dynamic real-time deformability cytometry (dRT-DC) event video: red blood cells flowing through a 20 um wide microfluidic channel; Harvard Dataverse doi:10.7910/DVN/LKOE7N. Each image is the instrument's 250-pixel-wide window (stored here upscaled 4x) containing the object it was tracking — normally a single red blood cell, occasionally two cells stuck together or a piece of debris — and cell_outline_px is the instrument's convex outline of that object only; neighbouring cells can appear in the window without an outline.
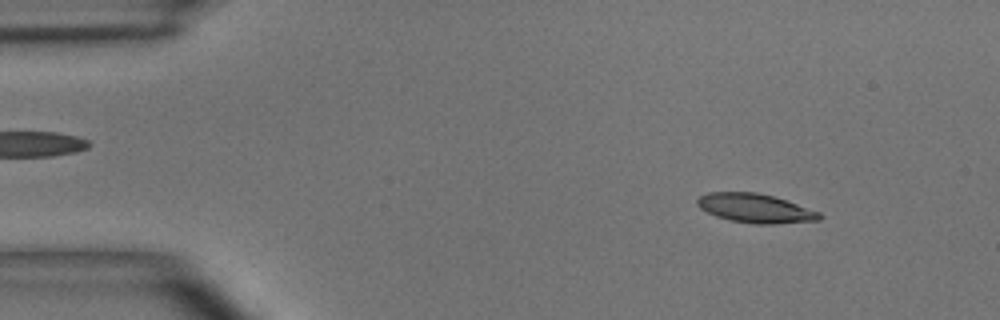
{"species": "common noctule bat (a hibernating species)", "species_latin": "Nyctalus noctula", "temperature_condition": "room temperature", "stored_images_in_passage": 4, "camera_frame_rate_fps": 3000, "um_per_image_px": 0.085, "animal": {"sex": "male", "body_mass_g": 15.6}, "frame": {"image": 1, "passage_image": 1, "time_ms": 0.0, "image_size_px": [1000, 320], "cell_outline_px": [[824, 216], [820, 220], [772, 224], [756, 224], [732, 220], [716, 216], [700, 208], [696, 204], [696, 200], [700, 196], [708, 192], [756, 192], [772, 196], [820, 212]], "centroid_in_image_um": [64.19, 17.7], "position_along_channel_um": 20.8, "area_um2": 20.46}}
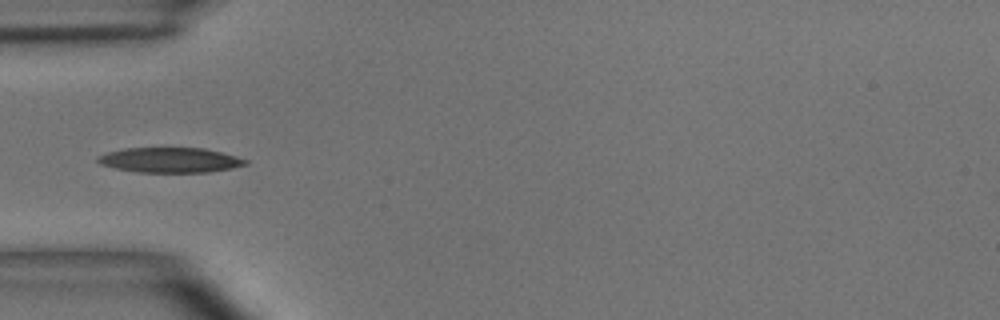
{"frame": {"image": 2, "passage_image": 4, "time_ms": 3.333, "image_size_px": [1000, 320], "cell_outline_px": [[248, 164], [232, 168], [208, 172], [136, 172], [116, 168], [100, 164], [96, 160], [96, 156], [108, 152], [124, 148], [204, 148], [236, 156], [248, 160]], "centroid_in_image_um": [14.44, 13.6], "position_along_channel_um": 70.6, "area_um2": 21.5}}